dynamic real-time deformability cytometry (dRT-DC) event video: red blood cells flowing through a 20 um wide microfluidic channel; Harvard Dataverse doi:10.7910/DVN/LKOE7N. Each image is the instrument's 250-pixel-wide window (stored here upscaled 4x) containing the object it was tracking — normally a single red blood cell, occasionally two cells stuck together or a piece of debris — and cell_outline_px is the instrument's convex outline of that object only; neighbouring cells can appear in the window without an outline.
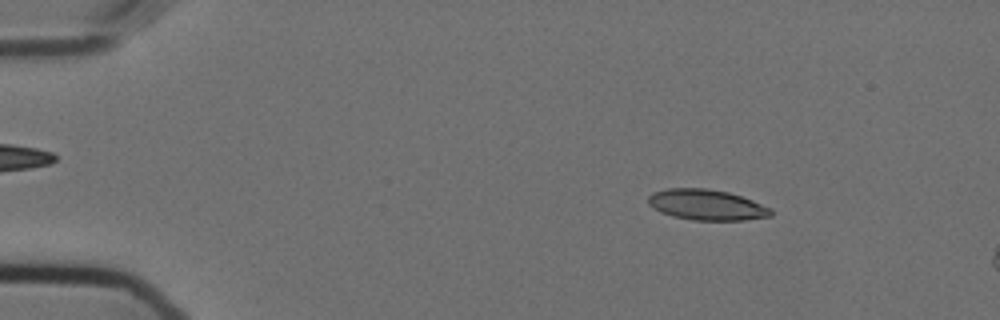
{"species": "Egyptian fruit bat (a non-hibernating species)", "species_latin": "Rousettus aegyptiacus", "temperature_condition": "cold", "stored_images_in_passage": 55, "camera_frame_rate_fps": 3000, "um_per_image_px": 0.085, "animal": {"sex": "female"}, "frame": {"image": 1, "passage_image": 7, "time_ms": 2.0, "image_size_px": [1000, 320], "cell_outline_px": [[772, 216], [744, 220], [692, 220], [672, 216], [660, 212], [648, 204], [648, 196], [652, 192], [668, 188], [708, 188], [728, 192], [752, 200], [772, 208]], "centroid_in_image_um": [60.05, 17.41], "position_along_channel_um": 24.9, "area_um2": 22.02}}
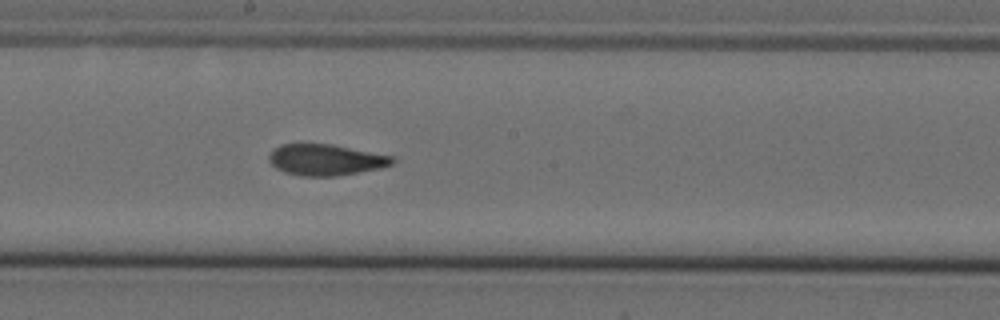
{"frame": {"image": 2, "passage_image": 30, "time_ms": 9.667, "image_size_px": [1000, 320], "cell_outline_px": [[396, 160], [392, 164], [380, 168], [336, 176], [300, 176], [284, 172], [276, 168], [268, 160], [268, 156], [280, 144], [332, 144], [392, 156]], "centroid_in_image_um": [27.68, 13.59], "position_along_channel_um": 220.5, "area_um2": 22.25}}
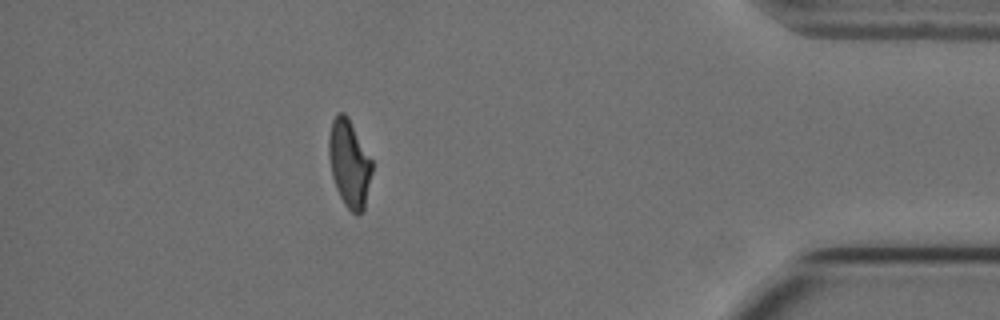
{"frame": {"image": 3, "passage_image": 49, "time_ms": 16.0, "image_size_px": [1000, 320], "cell_outline_px": [[372, 172], [364, 208], [356, 216], [344, 204], [336, 188], [332, 176], [328, 156], [328, 136], [332, 120], [336, 112], [344, 112], [348, 116], [372, 160]], "centroid_in_image_um": [29.67, 13.86], "position_along_channel_um": 405.5, "area_um2": 22.08}, "authors_computed_cell_mechanics": {"area_um2": 22.4264, "velocity_mm_per_s": 3.5857, "shape_relaxation_time_tau1_ms": null, "shape_relaxation_time_tau2_ms": 2.2435, "deformation_change_tau1": null, "deformation_change_tau2": 0.081}}